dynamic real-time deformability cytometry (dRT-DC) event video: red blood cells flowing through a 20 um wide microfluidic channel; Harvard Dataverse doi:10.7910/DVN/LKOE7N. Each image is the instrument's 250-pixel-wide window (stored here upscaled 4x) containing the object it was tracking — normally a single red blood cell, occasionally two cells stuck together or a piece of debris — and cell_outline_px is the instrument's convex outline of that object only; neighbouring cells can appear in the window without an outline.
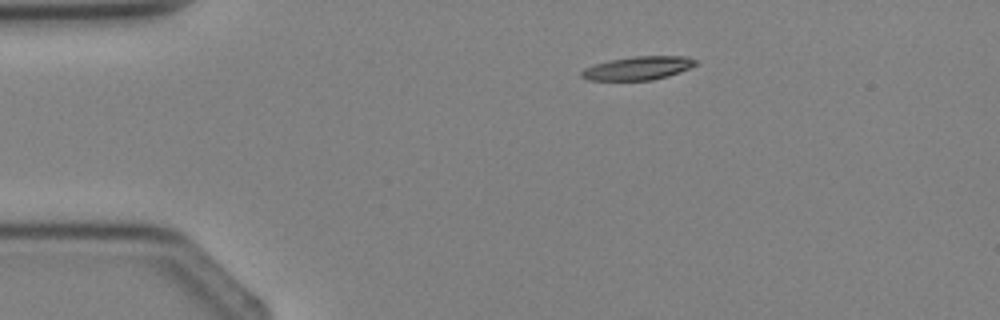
{"species": "Egyptian fruit bat (a non-hibernating species)", "species_latin": "Rousettus aegyptiacus", "temperature_condition": "cold", "stored_images_in_passage": 4, "camera_frame_rate_fps": 3000, "um_per_image_px": 0.085, "animal": {"sex": "female"}, "frame": {"image": 1, "passage_image": 4, "time_ms": 4.333, "image_size_px": [1000, 320], "cell_outline_px": [[696, 64], [680, 72], [668, 76], [652, 80], [588, 80], [580, 76], [580, 72], [584, 68], [596, 64], [612, 60], [632, 56], [684, 56], [696, 60]], "centroid_in_image_um": [54.21, 5.8], "position_along_channel_um": 30.8, "area_um2": 15.43}}